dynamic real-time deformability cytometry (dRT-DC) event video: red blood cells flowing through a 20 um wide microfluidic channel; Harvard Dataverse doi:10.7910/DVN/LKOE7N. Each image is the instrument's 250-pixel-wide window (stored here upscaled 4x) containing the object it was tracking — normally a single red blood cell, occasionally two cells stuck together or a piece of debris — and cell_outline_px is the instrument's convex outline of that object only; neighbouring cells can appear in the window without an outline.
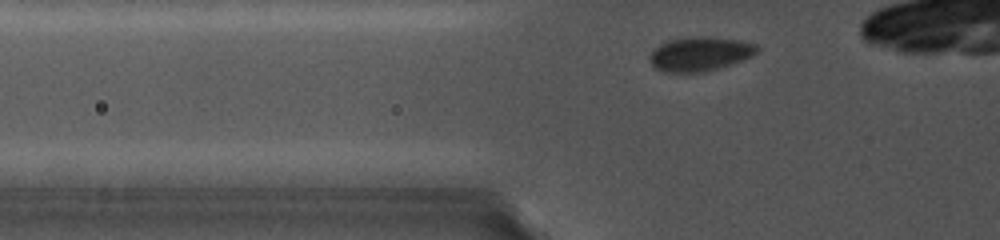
{"species": "common noctule bat (a hibernating species)", "species_latin": "Nyctalus noctula", "temperature_condition": "cold", "stored_images_in_passage": 26, "camera_frame_rate_fps": 5000, "um_per_image_px": 0.085, "animal": {"sex": "female", "body_mass_g": 19.0, "forearm_length_mm": 56.7}, "frame": {"image": 1, "passage_image": 4, "time_ms": 1.4, "image_size_px": [1000, 240], "cell_outline_px": [[760, 48], [752, 56], [704, 72], [664, 72], [656, 68], [652, 64], [648, 56], [660, 44], [668, 40], [692, 36], [712, 36], [740, 40], [756, 44]], "centroid_in_image_um": [59.49, 4.56], "position_along_channel_um": 66.3, "area_um2": 21.27}}
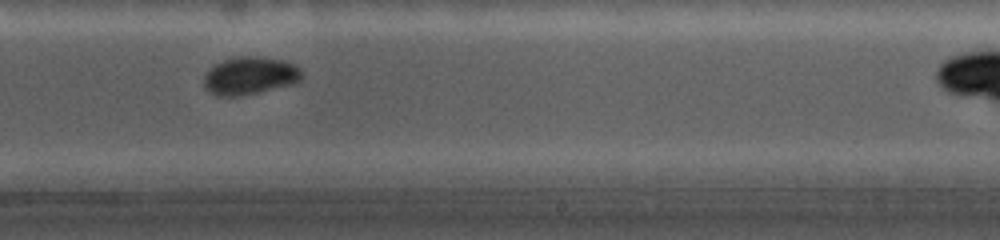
{"frame": {"image": 2, "passage_image": 16, "time_ms": 7.0, "image_size_px": [1000, 240], "cell_outline_px": [[304, 76], [296, 84], [260, 92], [240, 96], [216, 96], [208, 92], [204, 88], [204, 76], [208, 68], [232, 56], [264, 56], [284, 60], [296, 64], [304, 72]], "centroid_in_image_um": [21.28, 6.43], "position_along_channel_um": 267.7, "area_um2": 22.31}}
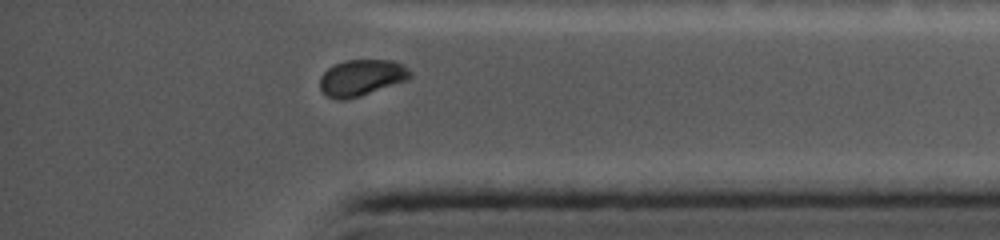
{"frame": {"image": 3, "passage_image": 24, "time_ms": 10.6, "image_size_px": [1000, 240], "cell_outline_px": [[412, 76], [408, 80], [360, 96], [344, 100], [336, 100], [328, 96], [320, 88], [320, 76], [328, 68], [344, 60], [392, 60], [408, 68], [412, 72]], "centroid_in_image_um": [30.74, 6.6], "position_along_channel_um": 404.5, "area_um2": 19.07}}